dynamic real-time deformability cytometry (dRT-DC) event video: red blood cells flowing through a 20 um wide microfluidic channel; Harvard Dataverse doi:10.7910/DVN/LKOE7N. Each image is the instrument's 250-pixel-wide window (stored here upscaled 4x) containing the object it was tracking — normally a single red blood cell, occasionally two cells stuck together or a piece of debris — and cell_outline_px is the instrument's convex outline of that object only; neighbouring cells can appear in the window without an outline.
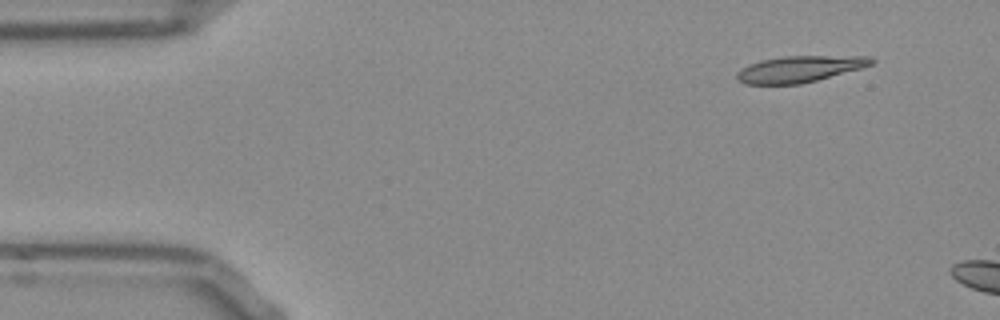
{"species": "Egyptian fruit bat (a non-hibernating species)", "species_latin": "Rousettus aegyptiacus", "temperature_condition": "room temperature", "stored_images_in_passage": 6, "camera_frame_rate_fps": 3000, "um_per_image_px": 0.085, "frame": {"image": 1, "passage_image": 1, "time_ms": 0.0, "image_size_px": [1000, 320], "cell_outline_px": [[876, 60], [872, 64], [860, 68], [816, 80], [800, 84], [744, 84], [736, 80], [736, 72], [740, 68], [748, 64], [760, 60], [780, 56], [872, 56]], "centroid_in_image_um": [67.9, 5.86], "position_along_channel_um": 17.1, "area_um2": 20.75}}